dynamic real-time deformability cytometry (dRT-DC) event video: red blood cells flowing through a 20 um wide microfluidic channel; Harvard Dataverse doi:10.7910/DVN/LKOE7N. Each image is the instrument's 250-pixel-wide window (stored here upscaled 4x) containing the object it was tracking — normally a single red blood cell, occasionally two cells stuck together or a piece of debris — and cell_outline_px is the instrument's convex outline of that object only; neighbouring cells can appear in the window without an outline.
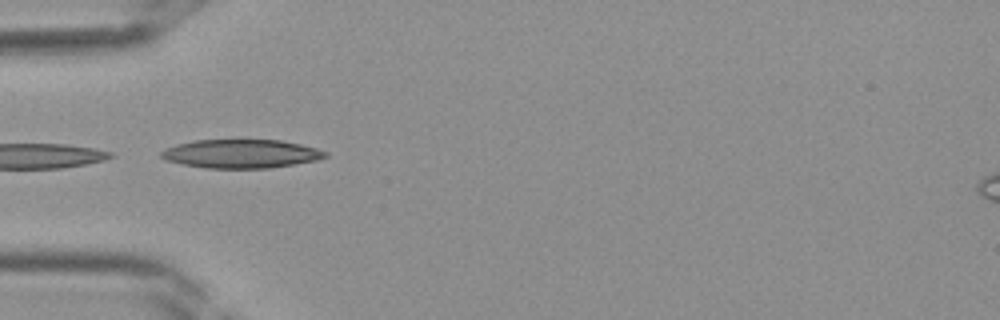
{"species": "Egyptian fruit bat (a non-hibernating species)", "species_latin": "Rousettus aegyptiacus", "temperature_condition": "room temperature", "stored_images_in_passage": 19, "camera_frame_rate_fps": 3000, "um_per_image_px": 0.085, "frame": {"image": 1, "passage_image": 1, "time_ms": 0.0, "image_size_px": [1000, 320], "cell_outline_px": [[328, 156], [316, 160], [268, 168], [204, 168], [164, 160], [160, 156], [160, 152], [164, 148], [176, 144], [196, 140], [280, 140], [300, 144], [316, 148], [328, 152]], "centroid_in_image_um": [20.45, 13.06], "position_along_channel_um": 64.5, "area_um2": 27.34}}